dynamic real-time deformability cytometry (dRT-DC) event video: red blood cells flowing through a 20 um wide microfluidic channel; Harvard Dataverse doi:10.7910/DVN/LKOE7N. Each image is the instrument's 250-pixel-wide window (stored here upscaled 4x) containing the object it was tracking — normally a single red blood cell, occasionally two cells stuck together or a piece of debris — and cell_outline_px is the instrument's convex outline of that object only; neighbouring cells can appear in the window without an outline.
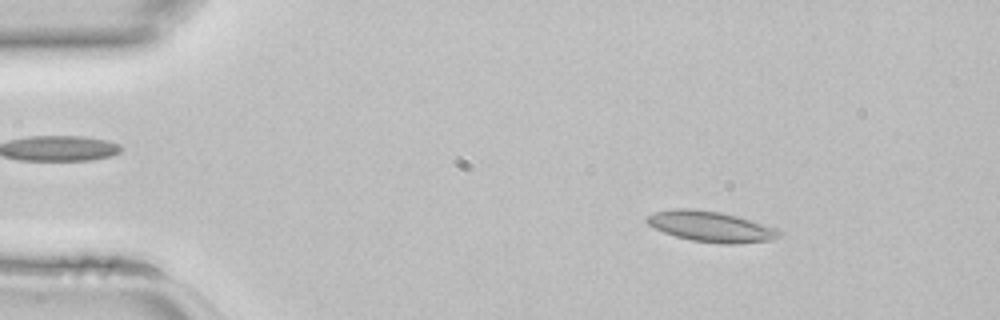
{"species": "common noctule bat (a hibernating species)", "species_latin": "Nyctalus noctula", "temperature_condition": "room temperature", "stored_images_in_passage": 44, "camera_frame_rate_fps": 3000, "um_per_image_px": 0.085, "animal": {"sex": "female", "body_mass_g": 22.7, "forearm_length_mm": 54.2}, "frame": {"image": 1, "passage_image": 6, "time_ms": 1.667, "image_size_px": [1000, 320], "cell_outline_px": [[780, 236], [772, 240], [736, 244], [720, 244], [692, 240], [676, 236], [664, 232], [648, 224], [644, 220], [648, 216], [656, 212], [672, 208], [692, 208], [720, 212], [740, 216], [776, 228], [780, 232]], "centroid_in_image_um": [60.44, 19.25], "position_along_channel_um": 24.6, "area_um2": 23.64}}
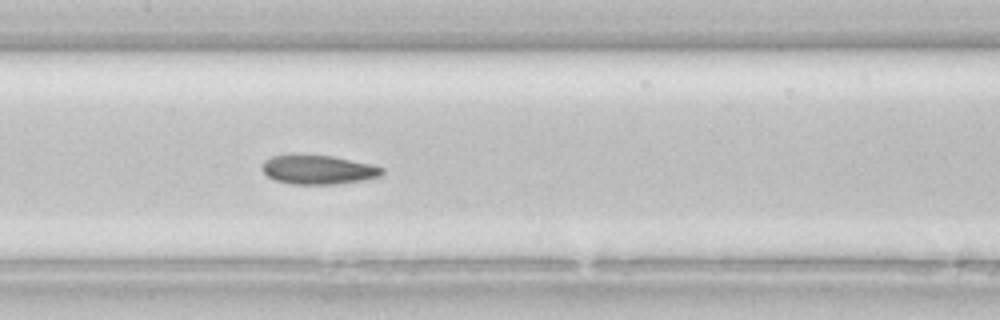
{"frame": {"image": 2, "passage_image": 21, "time_ms": 6.667, "image_size_px": [1000, 320], "cell_outline_px": [[384, 172], [380, 176], [340, 184], [292, 184], [276, 180], [268, 176], [260, 168], [260, 164], [264, 160], [272, 156], [332, 156], [372, 164], [384, 168]], "centroid_in_image_um": [27.05, 14.43], "position_along_channel_um": 180.4, "area_um2": 20.06}}
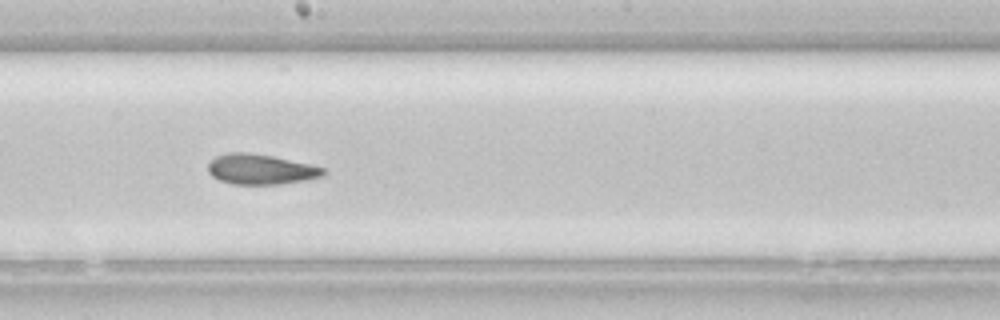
{"frame": {"image": 3, "passage_image": 24, "time_ms": 7.667, "image_size_px": [1000, 320], "cell_outline_px": [[324, 176], [308, 180], [280, 184], [232, 184], [220, 180], [212, 176], [208, 172], [208, 164], [216, 156], [228, 152], [248, 152], [272, 156], [312, 164], [324, 168]], "centroid_in_image_um": [22.17, 14.39], "position_along_channel_um": 226.0, "area_um2": 20.4}}